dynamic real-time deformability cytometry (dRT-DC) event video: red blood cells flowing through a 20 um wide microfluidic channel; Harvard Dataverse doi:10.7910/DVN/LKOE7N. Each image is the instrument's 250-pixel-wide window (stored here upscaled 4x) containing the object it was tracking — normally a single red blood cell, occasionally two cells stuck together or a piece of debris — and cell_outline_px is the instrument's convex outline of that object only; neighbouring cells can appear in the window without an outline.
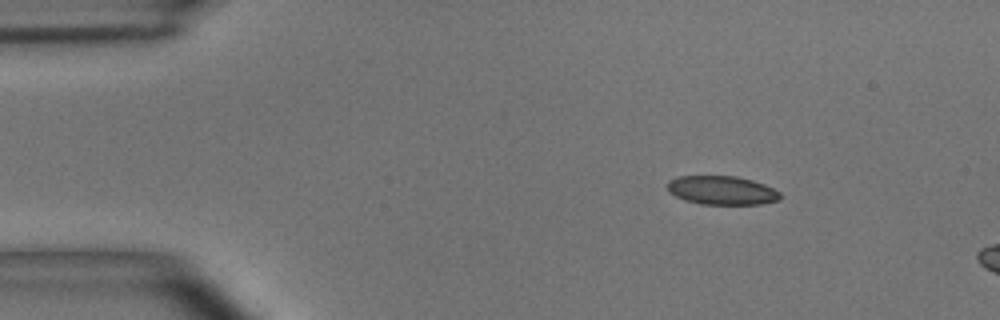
{"species": "common noctule bat (a hibernating species)", "species_latin": "Nyctalus noctula", "temperature_condition": "room temperature", "stored_images_in_passage": 4, "camera_frame_rate_fps": 3000, "um_per_image_px": 0.085, "animal": {"sex": "male", "body_mass_g": 15.6}, "frame": {"image": 1, "passage_image": 1, "time_ms": 0.0, "image_size_px": [1000, 320], "cell_outline_px": [[780, 200], [760, 204], [700, 204], [684, 200], [668, 192], [668, 180], [676, 176], [736, 176], [752, 180], [764, 184], [780, 192]], "centroid_in_image_um": [61.34, 16.17], "position_along_channel_um": 23.7, "area_um2": 18.96}}